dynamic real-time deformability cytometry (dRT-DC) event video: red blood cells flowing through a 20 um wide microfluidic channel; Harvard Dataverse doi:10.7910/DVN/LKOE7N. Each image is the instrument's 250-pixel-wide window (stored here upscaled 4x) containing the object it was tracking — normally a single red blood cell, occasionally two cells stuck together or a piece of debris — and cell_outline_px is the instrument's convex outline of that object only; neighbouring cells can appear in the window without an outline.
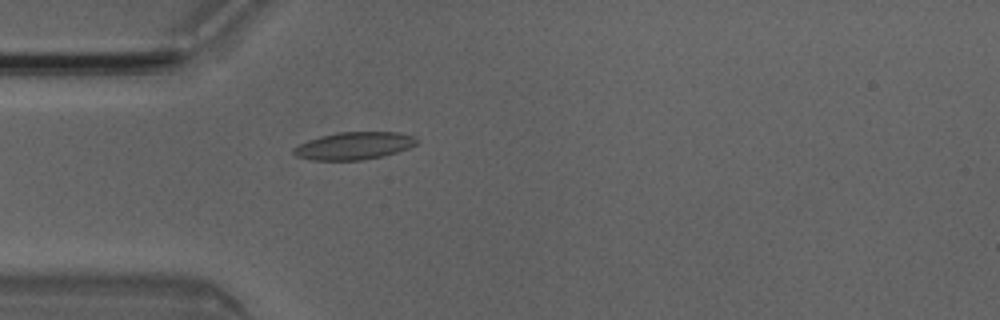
{"species": "Egyptian fruit bat (a non-hibernating species)", "species_latin": "Rousettus aegyptiacus", "temperature_condition": "room temperature", "stored_images_in_passage": 4, "camera_frame_rate_fps": 3000, "um_per_image_px": 0.085, "animal": {"sex": "male"}, "frame": {"image": 1, "passage_image": 4, "time_ms": 1.0, "image_size_px": [1000, 320], "cell_outline_px": [[420, 140], [416, 144], [408, 148], [384, 156], [364, 160], [312, 160], [296, 156], [292, 152], [292, 148], [308, 140], [320, 136], [336, 132], [400, 132], [412, 136]], "centroid_in_image_um": [30.09, 12.39], "position_along_channel_um": 54.9, "area_um2": 19.83}}